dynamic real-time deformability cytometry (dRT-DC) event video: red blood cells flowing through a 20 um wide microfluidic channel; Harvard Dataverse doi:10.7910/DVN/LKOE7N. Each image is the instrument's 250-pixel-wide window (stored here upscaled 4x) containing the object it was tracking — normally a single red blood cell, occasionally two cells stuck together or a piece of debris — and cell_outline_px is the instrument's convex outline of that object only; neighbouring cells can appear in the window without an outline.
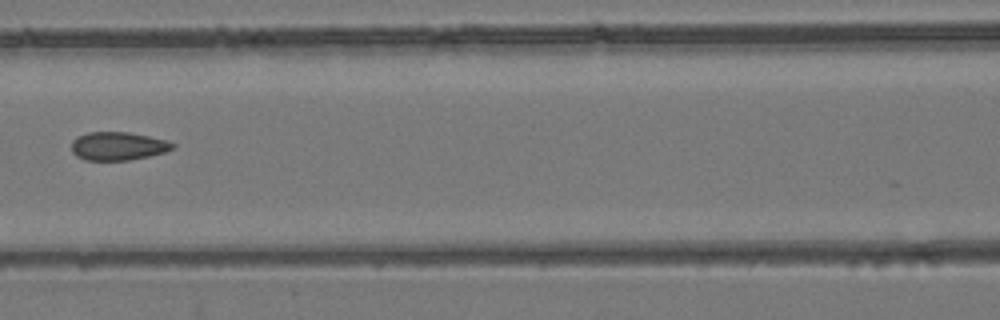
{"species": "common noctule bat (a hibernating species)", "species_latin": "Nyctalus noctula", "temperature_condition": "room temperature", "stored_images_in_passage": 8, "camera_frame_rate_fps": 3000, "um_per_image_px": 0.085, "animal": {"sex": "female", "body_mass_g": 24.6, "forearm_length_mm": 56.2}, "frame": {"image": 1, "passage_image": 8, "time_ms": 8.0, "image_size_px": [1000, 320], "cell_outline_px": [[176, 144], [172, 148], [164, 152], [148, 156], [128, 160], [84, 160], [76, 156], [72, 152], [72, 140], [76, 136], [88, 132], [128, 132], [168, 140]], "centroid_in_image_um": [10.0, 12.41], "position_along_channel_um": 156.6, "area_um2": 16.7}}